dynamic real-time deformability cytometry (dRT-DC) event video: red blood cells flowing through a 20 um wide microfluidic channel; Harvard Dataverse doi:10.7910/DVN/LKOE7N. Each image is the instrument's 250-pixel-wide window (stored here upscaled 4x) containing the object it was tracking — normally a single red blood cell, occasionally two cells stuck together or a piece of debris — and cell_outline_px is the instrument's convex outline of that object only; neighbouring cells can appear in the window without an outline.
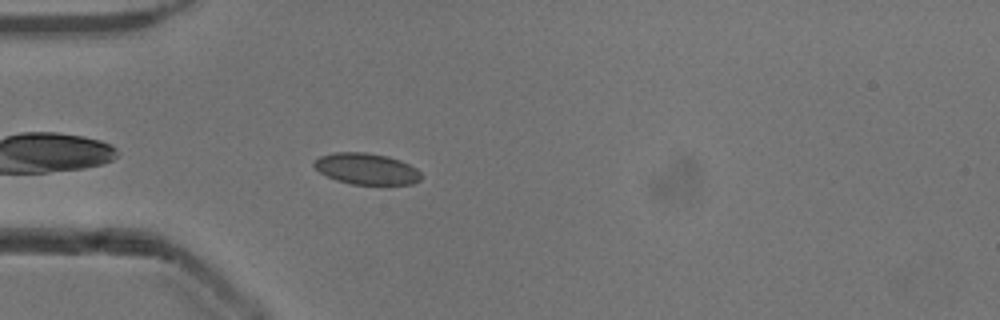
{"species": "common noctule bat (a hibernating species)", "species_latin": "Nyctalus noctula", "temperature_condition": "cold", "stored_images_in_passage": 34, "camera_frame_rate_fps": 3000, "um_per_image_px": 0.085, "animal": {"sex": "male", "body_mass_g": 13.3}, "frame": {"image": 1, "passage_image": 3, "time_ms": 0.667, "image_size_px": [1000, 320], "cell_outline_px": [[420, 180], [412, 184], [352, 184], [336, 180], [320, 172], [312, 164], [312, 160], [320, 156], [332, 152], [364, 152], [388, 156], [400, 160], [416, 168], [420, 172]], "centroid_in_image_um": [31.11, 14.34], "position_along_channel_um": 53.9, "area_um2": 19.48}}
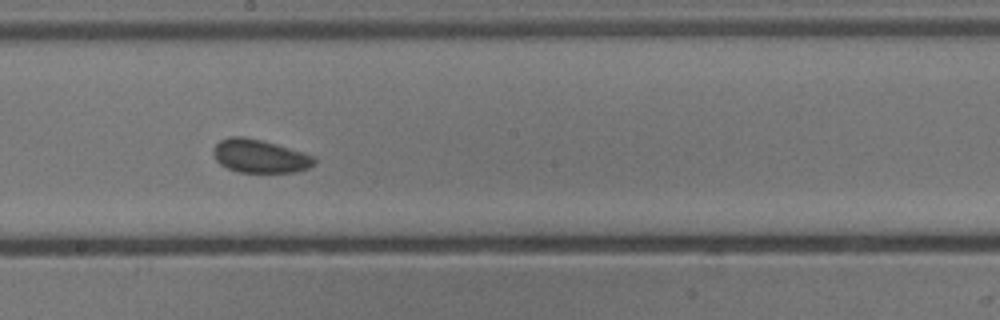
{"frame": {"image": 2, "passage_image": 17, "time_ms": 5.333, "image_size_px": [1000, 320], "cell_outline_px": [[316, 160], [308, 168], [296, 172], [240, 172], [228, 168], [220, 164], [216, 160], [212, 152], [212, 148], [220, 140], [232, 136], [244, 136], [276, 144], [304, 152], [316, 156]], "centroid_in_image_um": [22.07, 13.27], "position_along_channel_um": 226.1, "area_um2": 19.59}}
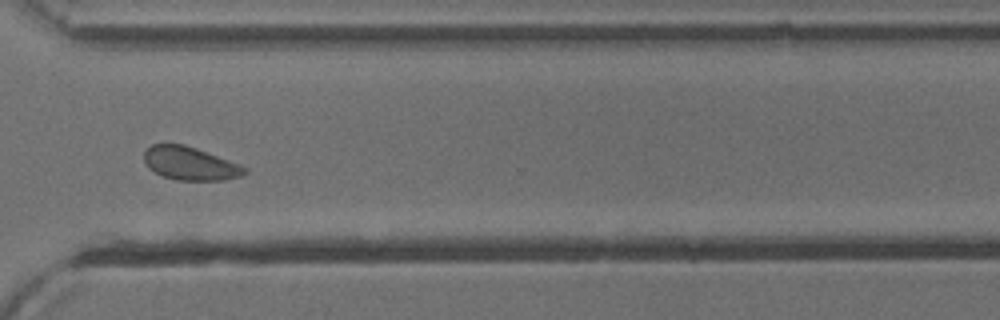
{"frame": {"image": 3, "passage_image": 27, "time_ms": 8.667, "image_size_px": [1000, 320], "cell_outline_px": [[248, 172], [240, 176], [224, 180], [176, 180], [164, 176], [148, 168], [144, 164], [144, 152], [152, 144], [184, 144], [196, 148], [240, 164], [248, 168]], "centroid_in_image_um": [16.16, 13.9], "position_along_channel_um": 354.4, "area_um2": 19.48}}